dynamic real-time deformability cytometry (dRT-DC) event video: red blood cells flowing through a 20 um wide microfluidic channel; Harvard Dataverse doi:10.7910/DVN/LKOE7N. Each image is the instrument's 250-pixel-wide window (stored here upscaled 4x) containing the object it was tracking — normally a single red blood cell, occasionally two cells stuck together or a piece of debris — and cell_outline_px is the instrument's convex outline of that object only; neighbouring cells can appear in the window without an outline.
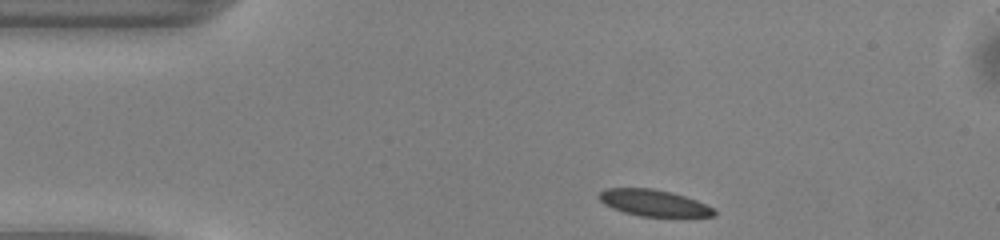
{"species": "common noctule bat (a hibernating species)", "species_latin": "Nyctalus noctula", "temperature_condition": "warm", "stored_images_in_passage": 43, "segment_of_instrument_passage": [1, 2], "camera_frame_rate_fps": 3000, "um_per_image_px": 0.085, "animal": {"sex": "male", "body_mass_g": 13.0, "forearm_length_mm": 53.1}, "frame": {"image": 1, "passage_image": 1, "time_ms": 0.0, "image_size_px": [1000, 240], "cell_outline_px": [[716, 216], [640, 216], [624, 212], [612, 208], [604, 204], [596, 196], [604, 188], [652, 188], [672, 192], [696, 200], [716, 208]], "centroid_in_image_um": [55.56, 17.24], "position_along_channel_um": 29.4, "area_um2": 17.8}}
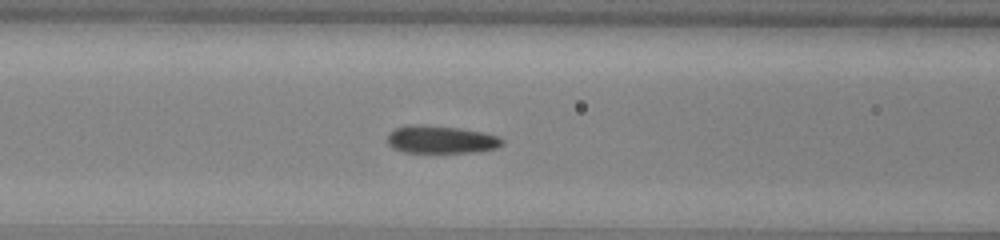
{"frame": {"image": 2, "passage_image": 12, "time_ms": 3.667, "image_size_px": [1000, 240], "cell_outline_px": [[504, 144], [496, 148], [476, 152], [404, 152], [392, 148], [388, 144], [388, 132], [392, 128], [404, 124], [428, 124], [460, 128], [484, 132], [500, 136], [504, 140]], "centroid_in_image_um": [37.46, 11.83], "position_along_channel_um": 129.1, "area_um2": 19.07}}
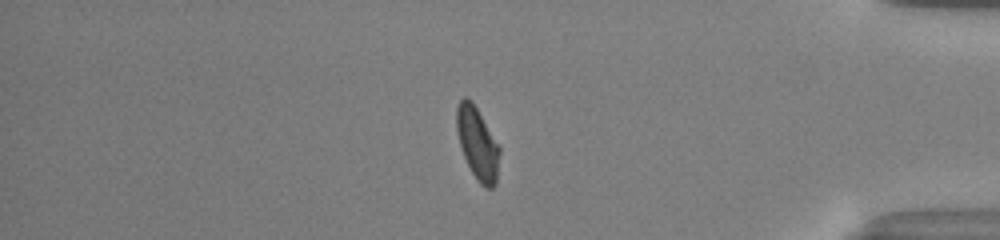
{"frame": {"image": 3, "passage_image": 34, "time_ms": 11.0, "image_size_px": [1000, 240], "cell_outline_px": [[500, 152], [496, 184], [492, 188], [488, 188], [480, 184], [476, 180], [464, 156], [460, 144], [456, 128], [456, 108], [460, 100], [464, 96], [472, 100], [500, 148]], "centroid_in_image_um": [40.58, 12.19], "position_along_channel_um": 394.6, "area_um2": 17.92}}